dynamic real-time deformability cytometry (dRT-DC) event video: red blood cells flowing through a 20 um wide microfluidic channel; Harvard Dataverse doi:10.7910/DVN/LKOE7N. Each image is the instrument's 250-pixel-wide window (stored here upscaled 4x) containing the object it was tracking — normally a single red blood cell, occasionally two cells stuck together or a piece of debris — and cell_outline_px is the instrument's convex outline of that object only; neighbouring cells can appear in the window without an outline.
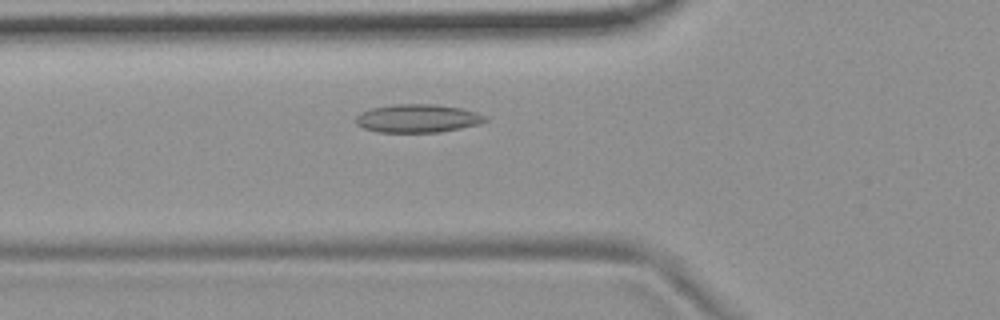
{"species": "common noctule bat (a hibernating species)", "species_latin": "Nyctalus noctula", "temperature_condition": "room temperature", "stored_images_in_passage": 49, "camera_frame_rate_fps": 3000, "um_per_image_px": 0.085, "animal": {"sex": "female", "body_mass_g": 19.9}, "frame": {"image": 1, "passage_image": 14, "time_ms": 4.333, "image_size_px": [1000, 320], "cell_outline_px": [[488, 120], [480, 124], [440, 132], [376, 132], [364, 128], [356, 124], [356, 116], [360, 112], [372, 108], [392, 104], [436, 104], [460, 108], [476, 112], [488, 116]], "centroid_in_image_um": [35.51, 10.06], "position_along_channel_um": 90.3, "area_um2": 21.44}}
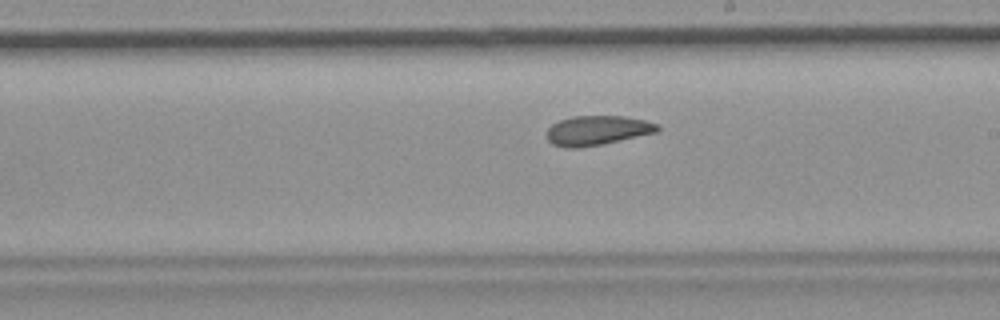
{"frame": {"image": 2, "passage_image": 26, "time_ms": 8.333, "image_size_px": [1000, 320], "cell_outline_px": [[660, 128], [656, 132], [604, 144], [580, 148], [564, 148], [552, 144], [548, 140], [548, 128], [552, 124], [560, 120], [572, 116], [624, 116], [644, 120], [660, 124]], "centroid_in_image_um": [50.77, 11.09], "position_along_channel_um": 238.2, "area_um2": 19.13}}
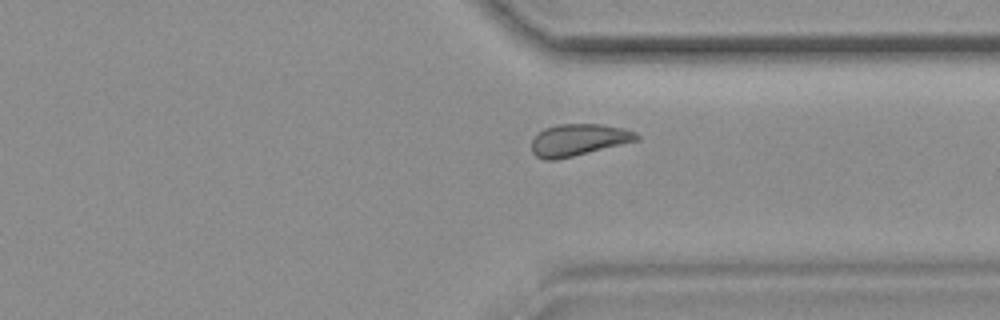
{"frame": {"image": 3, "passage_image": 36, "time_ms": 11.667, "image_size_px": [1000, 320], "cell_outline_px": [[640, 140], [556, 160], [544, 160], [536, 156], [532, 152], [532, 140], [544, 128], [556, 124], [600, 124], [624, 128], [636, 132], [640, 136]], "centroid_in_image_um": [49.19, 11.89], "position_along_channel_um": 362.2, "area_um2": 19.54}, "authors_computed_cell_mechanics": {"area_um2": 19.8832, "velocity_mm_per_s": 3.7063, "shape_relaxation_time_tau1_ms": 6.6974, "shape_relaxation_time_tau2_ms": 6.3515, "deformation_change_tau1": 0.1358, "deformation_change_tau2": 0.1085}}